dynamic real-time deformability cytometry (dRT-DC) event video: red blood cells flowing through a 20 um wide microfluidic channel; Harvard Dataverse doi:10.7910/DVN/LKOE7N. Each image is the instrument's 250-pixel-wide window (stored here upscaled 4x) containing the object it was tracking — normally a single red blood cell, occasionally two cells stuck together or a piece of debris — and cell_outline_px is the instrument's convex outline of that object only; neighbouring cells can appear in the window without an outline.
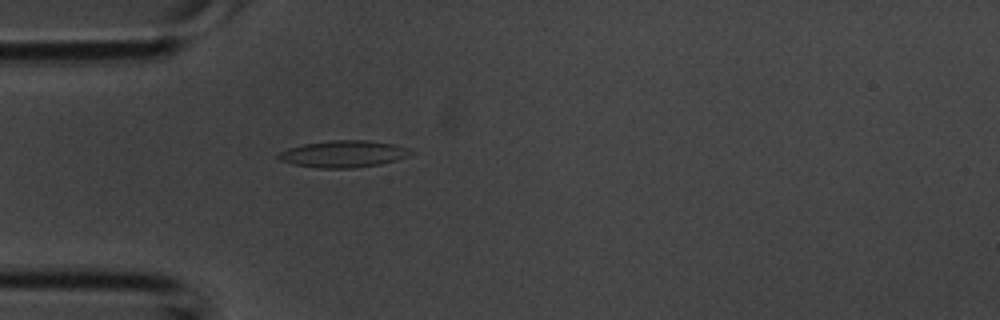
{"species": "common noctule bat (a hibernating species)", "species_latin": "Nyctalus noctula", "temperature_condition": "room temperature", "stored_images_in_passage": 4, "camera_frame_rate_fps": 3000, "um_per_image_px": 0.085, "animal": {"sex": "male", "body_mass_g": 20.1, "forearm_length_mm": 53.5}, "frame": {"image": 1, "passage_image": 4, "time_ms": 1.0, "image_size_px": [1000, 320], "cell_outline_px": [[412, 152], [408, 156], [396, 160], [380, 164], [352, 168], [316, 168], [292, 164], [280, 160], [276, 156], [280, 152], [288, 148], [304, 144], [332, 140], [368, 140], [396, 144], [408, 148]], "centroid_in_image_um": [29.18, 13.08], "position_along_channel_um": 55.8, "area_um2": 20.69}}